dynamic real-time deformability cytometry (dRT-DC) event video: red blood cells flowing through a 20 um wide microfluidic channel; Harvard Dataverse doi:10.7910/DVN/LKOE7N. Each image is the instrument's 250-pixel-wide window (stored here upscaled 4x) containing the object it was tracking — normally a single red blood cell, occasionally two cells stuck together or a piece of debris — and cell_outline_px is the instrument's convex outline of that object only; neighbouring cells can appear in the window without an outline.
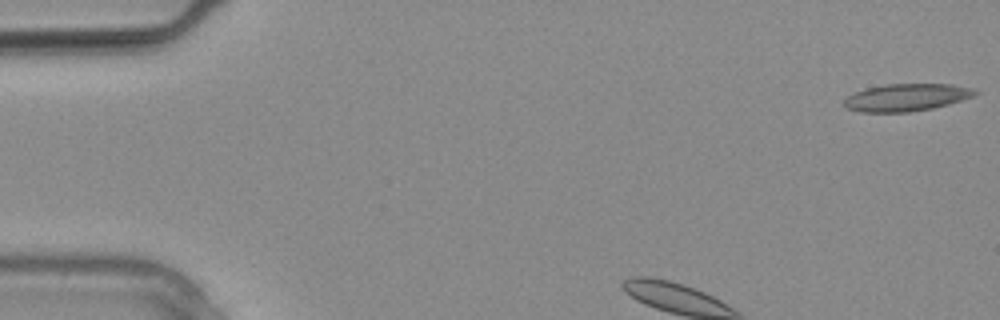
{"species": "common noctule bat (a hibernating species)", "species_latin": "Nyctalus noctula", "temperature_condition": "warm", "stored_images_in_passage": 12, "camera_frame_rate_fps": 3000, "um_per_image_px": 0.085, "animal": {"sex": "male", "body_mass_g": 20.4}, "frame": {"image": 1, "passage_image": 1, "time_ms": 0.0, "image_size_px": [1000, 320], "cell_outline_px": [[980, 92], [972, 96], [948, 104], [932, 108], [908, 112], [860, 112], [848, 108], [844, 104], [844, 100], [848, 96], [856, 92], [868, 88], [884, 84], [952, 84], [972, 88]], "centroid_in_image_um": [77.06, 8.27], "position_along_channel_um": 7.9, "area_um2": 20.63}}